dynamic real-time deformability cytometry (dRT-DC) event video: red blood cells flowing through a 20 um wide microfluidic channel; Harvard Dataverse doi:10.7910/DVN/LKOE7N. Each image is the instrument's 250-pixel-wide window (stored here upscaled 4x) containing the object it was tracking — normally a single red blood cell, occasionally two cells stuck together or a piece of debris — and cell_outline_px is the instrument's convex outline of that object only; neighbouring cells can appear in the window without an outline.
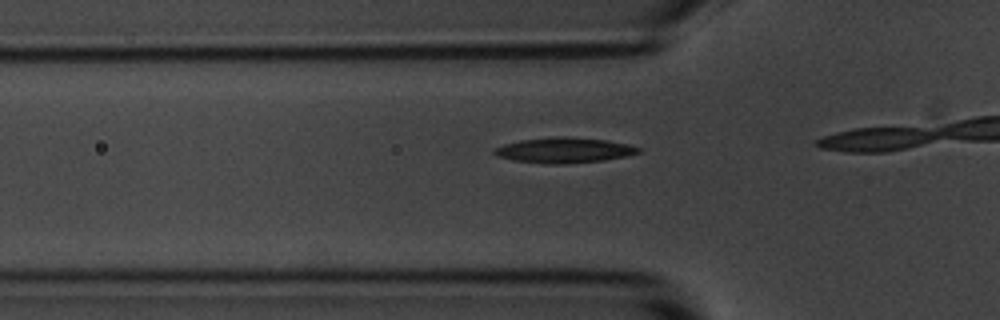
{"species": "common noctule bat (a hibernating species)", "species_latin": "Nyctalus noctula", "temperature_condition": "room temperature", "stored_images_in_passage": 15, "camera_frame_rate_fps": 3000, "um_per_image_px": 0.085, "animal": {"sex": "male", "body_mass_g": 20.1, "forearm_length_mm": 53.5}, "frame": {"image": 1, "passage_image": 11, "time_ms": 3.333, "image_size_px": [1000, 320], "cell_outline_px": [[640, 152], [628, 156], [604, 160], [564, 164], [548, 164], [512, 160], [496, 156], [492, 152], [492, 148], [504, 144], [520, 140], [556, 136], [564, 136], [608, 140], [628, 144], [640, 148]], "centroid_in_image_um": [47.92, 12.77], "position_along_channel_um": 77.9, "area_um2": 21.5}}